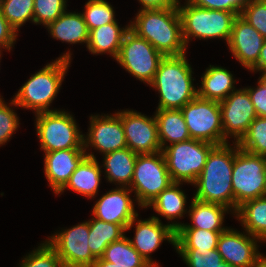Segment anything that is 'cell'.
I'll return each mask as SVG.
<instances>
[{"label":"cell","mask_w":266,"mask_h":267,"mask_svg":"<svg viewBox=\"0 0 266 267\" xmlns=\"http://www.w3.org/2000/svg\"><path fill=\"white\" fill-rule=\"evenodd\" d=\"M215 145L209 152L203 171L192 184L196 188L193 198L230 209L233 214L232 172L237 143Z\"/></svg>","instance_id":"6da1fadb"},{"label":"cell","mask_w":266,"mask_h":267,"mask_svg":"<svg viewBox=\"0 0 266 267\" xmlns=\"http://www.w3.org/2000/svg\"><path fill=\"white\" fill-rule=\"evenodd\" d=\"M82 15L89 31L102 25L117 22L114 7L106 0H88Z\"/></svg>","instance_id":"e575fe53"},{"label":"cell","mask_w":266,"mask_h":267,"mask_svg":"<svg viewBox=\"0 0 266 267\" xmlns=\"http://www.w3.org/2000/svg\"><path fill=\"white\" fill-rule=\"evenodd\" d=\"M220 234L221 232L202 229H177L175 235V248L215 250L217 249Z\"/></svg>","instance_id":"1f68e13d"},{"label":"cell","mask_w":266,"mask_h":267,"mask_svg":"<svg viewBox=\"0 0 266 267\" xmlns=\"http://www.w3.org/2000/svg\"><path fill=\"white\" fill-rule=\"evenodd\" d=\"M192 139L214 145L224 144L221 108L219 102L196 96L181 108Z\"/></svg>","instance_id":"8fae6325"},{"label":"cell","mask_w":266,"mask_h":267,"mask_svg":"<svg viewBox=\"0 0 266 267\" xmlns=\"http://www.w3.org/2000/svg\"><path fill=\"white\" fill-rule=\"evenodd\" d=\"M234 216L247 233L266 242V196L244 202Z\"/></svg>","instance_id":"83f0119b"},{"label":"cell","mask_w":266,"mask_h":267,"mask_svg":"<svg viewBox=\"0 0 266 267\" xmlns=\"http://www.w3.org/2000/svg\"><path fill=\"white\" fill-rule=\"evenodd\" d=\"M87 157L70 176L66 185L57 193L62 194L66 188L84 197L94 198L98 194L101 178V166L94 153L86 152Z\"/></svg>","instance_id":"7402d4cb"},{"label":"cell","mask_w":266,"mask_h":267,"mask_svg":"<svg viewBox=\"0 0 266 267\" xmlns=\"http://www.w3.org/2000/svg\"><path fill=\"white\" fill-rule=\"evenodd\" d=\"M71 51L48 63L37 73L31 75L15 94L13 100L17 107L41 112H52L50 104L57 96L71 63Z\"/></svg>","instance_id":"277c9868"},{"label":"cell","mask_w":266,"mask_h":267,"mask_svg":"<svg viewBox=\"0 0 266 267\" xmlns=\"http://www.w3.org/2000/svg\"><path fill=\"white\" fill-rule=\"evenodd\" d=\"M260 72L261 76L258 78V82L266 88V70Z\"/></svg>","instance_id":"c3c4849f"},{"label":"cell","mask_w":266,"mask_h":267,"mask_svg":"<svg viewBox=\"0 0 266 267\" xmlns=\"http://www.w3.org/2000/svg\"><path fill=\"white\" fill-rule=\"evenodd\" d=\"M10 105L17 106L13 99L7 105L0 96V146L10 140L20 124L17 114Z\"/></svg>","instance_id":"ab89813d"},{"label":"cell","mask_w":266,"mask_h":267,"mask_svg":"<svg viewBox=\"0 0 266 267\" xmlns=\"http://www.w3.org/2000/svg\"><path fill=\"white\" fill-rule=\"evenodd\" d=\"M137 217L138 215L125 229V231L130 230L134 226L135 221H137L135 236L133 240L129 238V241L149 265L159 267V264L153 261L150 255L160 247L164 240H167L175 247L176 231L169 224H163L157 216H152L145 220H139Z\"/></svg>","instance_id":"2e32d148"},{"label":"cell","mask_w":266,"mask_h":267,"mask_svg":"<svg viewBox=\"0 0 266 267\" xmlns=\"http://www.w3.org/2000/svg\"><path fill=\"white\" fill-rule=\"evenodd\" d=\"M18 33L3 17L0 11V48L10 52L17 40Z\"/></svg>","instance_id":"7bdbcfd3"},{"label":"cell","mask_w":266,"mask_h":267,"mask_svg":"<svg viewBox=\"0 0 266 267\" xmlns=\"http://www.w3.org/2000/svg\"><path fill=\"white\" fill-rule=\"evenodd\" d=\"M130 29L146 39L163 56L186 53L177 5L168 9L138 11Z\"/></svg>","instance_id":"7a4b0ae2"},{"label":"cell","mask_w":266,"mask_h":267,"mask_svg":"<svg viewBox=\"0 0 266 267\" xmlns=\"http://www.w3.org/2000/svg\"><path fill=\"white\" fill-rule=\"evenodd\" d=\"M44 154V174L55 194L66 185L70 176L87 157L85 149H64Z\"/></svg>","instance_id":"ffe728a7"},{"label":"cell","mask_w":266,"mask_h":267,"mask_svg":"<svg viewBox=\"0 0 266 267\" xmlns=\"http://www.w3.org/2000/svg\"><path fill=\"white\" fill-rule=\"evenodd\" d=\"M258 238L246 231L243 233L232 228L221 232L217 251L223 261L234 267H251L263 254L258 251Z\"/></svg>","instance_id":"e0dca14e"},{"label":"cell","mask_w":266,"mask_h":267,"mask_svg":"<svg viewBox=\"0 0 266 267\" xmlns=\"http://www.w3.org/2000/svg\"><path fill=\"white\" fill-rule=\"evenodd\" d=\"M251 267H266V256H261Z\"/></svg>","instance_id":"7dc6e473"},{"label":"cell","mask_w":266,"mask_h":267,"mask_svg":"<svg viewBox=\"0 0 266 267\" xmlns=\"http://www.w3.org/2000/svg\"><path fill=\"white\" fill-rule=\"evenodd\" d=\"M215 145L206 141L189 139L162 149L172 182L193 184Z\"/></svg>","instance_id":"9c48e42d"},{"label":"cell","mask_w":266,"mask_h":267,"mask_svg":"<svg viewBox=\"0 0 266 267\" xmlns=\"http://www.w3.org/2000/svg\"><path fill=\"white\" fill-rule=\"evenodd\" d=\"M19 264V267H64L61 258L46 240L23 257Z\"/></svg>","instance_id":"8d00e7d4"},{"label":"cell","mask_w":266,"mask_h":267,"mask_svg":"<svg viewBox=\"0 0 266 267\" xmlns=\"http://www.w3.org/2000/svg\"><path fill=\"white\" fill-rule=\"evenodd\" d=\"M104 261L115 263L118 266L152 267L134 249L129 238L124 236L120 240L110 243L101 257Z\"/></svg>","instance_id":"4dcf8cb0"},{"label":"cell","mask_w":266,"mask_h":267,"mask_svg":"<svg viewBox=\"0 0 266 267\" xmlns=\"http://www.w3.org/2000/svg\"><path fill=\"white\" fill-rule=\"evenodd\" d=\"M180 185H182V183L173 182L147 207L153 208L158 215L170 221L176 218H182L188 211L187 208H185L187 197L185 192L180 189Z\"/></svg>","instance_id":"f1b7e54d"},{"label":"cell","mask_w":266,"mask_h":267,"mask_svg":"<svg viewBox=\"0 0 266 267\" xmlns=\"http://www.w3.org/2000/svg\"><path fill=\"white\" fill-rule=\"evenodd\" d=\"M257 88L246 87L248 91L251 102L256 110V115L260 117H266V88L263 87L259 82H257Z\"/></svg>","instance_id":"b9f144b4"},{"label":"cell","mask_w":266,"mask_h":267,"mask_svg":"<svg viewBox=\"0 0 266 267\" xmlns=\"http://www.w3.org/2000/svg\"><path fill=\"white\" fill-rule=\"evenodd\" d=\"M201 78V85L197 88V96L200 98L222 102L237 90L232 73L223 67L210 65Z\"/></svg>","instance_id":"484cf974"},{"label":"cell","mask_w":266,"mask_h":267,"mask_svg":"<svg viewBox=\"0 0 266 267\" xmlns=\"http://www.w3.org/2000/svg\"><path fill=\"white\" fill-rule=\"evenodd\" d=\"M89 125L87 135L83 136L85 152L89 146L103 155L127 148L123 124L117 113L90 115Z\"/></svg>","instance_id":"9a60e30c"},{"label":"cell","mask_w":266,"mask_h":267,"mask_svg":"<svg viewBox=\"0 0 266 267\" xmlns=\"http://www.w3.org/2000/svg\"><path fill=\"white\" fill-rule=\"evenodd\" d=\"M92 267H132V266H118L115 263L104 261L102 258H98Z\"/></svg>","instance_id":"bcb514c9"},{"label":"cell","mask_w":266,"mask_h":267,"mask_svg":"<svg viewBox=\"0 0 266 267\" xmlns=\"http://www.w3.org/2000/svg\"><path fill=\"white\" fill-rule=\"evenodd\" d=\"M237 144L248 153L266 157V117L257 116Z\"/></svg>","instance_id":"836d02e7"},{"label":"cell","mask_w":266,"mask_h":267,"mask_svg":"<svg viewBox=\"0 0 266 267\" xmlns=\"http://www.w3.org/2000/svg\"><path fill=\"white\" fill-rule=\"evenodd\" d=\"M130 188L117 187L102 195L93 206V217L104 222L115 223L126 229L138 215L134 208V199L130 197Z\"/></svg>","instance_id":"d6986e66"},{"label":"cell","mask_w":266,"mask_h":267,"mask_svg":"<svg viewBox=\"0 0 266 267\" xmlns=\"http://www.w3.org/2000/svg\"><path fill=\"white\" fill-rule=\"evenodd\" d=\"M138 154L129 148L116 150L103 155V166L107 182L118 187H130Z\"/></svg>","instance_id":"cb8c5ba5"},{"label":"cell","mask_w":266,"mask_h":267,"mask_svg":"<svg viewBox=\"0 0 266 267\" xmlns=\"http://www.w3.org/2000/svg\"><path fill=\"white\" fill-rule=\"evenodd\" d=\"M90 233L88 236V245L92 255L98 259L104 254L106 247L125 236V229L115 223L104 222L93 217L88 220Z\"/></svg>","instance_id":"f546056e"},{"label":"cell","mask_w":266,"mask_h":267,"mask_svg":"<svg viewBox=\"0 0 266 267\" xmlns=\"http://www.w3.org/2000/svg\"><path fill=\"white\" fill-rule=\"evenodd\" d=\"M229 208L209 202L199 201L192 198L189 206L188 215L191 224L177 223L174 221L168 224L176 231L177 229H202L214 232H223L228 227H224L223 222L225 214L229 212Z\"/></svg>","instance_id":"44dd1931"},{"label":"cell","mask_w":266,"mask_h":267,"mask_svg":"<svg viewBox=\"0 0 266 267\" xmlns=\"http://www.w3.org/2000/svg\"><path fill=\"white\" fill-rule=\"evenodd\" d=\"M219 105L224 144L228 143L230 137L234 138V143H238L257 117L250 95L245 88H240L231 92Z\"/></svg>","instance_id":"4fadbf2b"},{"label":"cell","mask_w":266,"mask_h":267,"mask_svg":"<svg viewBox=\"0 0 266 267\" xmlns=\"http://www.w3.org/2000/svg\"><path fill=\"white\" fill-rule=\"evenodd\" d=\"M172 183L162 151L138 154L129 188L139 207L147 208Z\"/></svg>","instance_id":"ba28073f"},{"label":"cell","mask_w":266,"mask_h":267,"mask_svg":"<svg viewBox=\"0 0 266 267\" xmlns=\"http://www.w3.org/2000/svg\"><path fill=\"white\" fill-rule=\"evenodd\" d=\"M89 222L55 232L46 242L56 251L64 267H92L97 260L88 245Z\"/></svg>","instance_id":"7c38bea8"},{"label":"cell","mask_w":266,"mask_h":267,"mask_svg":"<svg viewBox=\"0 0 266 267\" xmlns=\"http://www.w3.org/2000/svg\"><path fill=\"white\" fill-rule=\"evenodd\" d=\"M36 115L35 127L41 149L52 152L64 149H84V134L68 111L41 112Z\"/></svg>","instance_id":"8992f818"},{"label":"cell","mask_w":266,"mask_h":267,"mask_svg":"<svg viewBox=\"0 0 266 267\" xmlns=\"http://www.w3.org/2000/svg\"><path fill=\"white\" fill-rule=\"evenodd\" d=\"M240 16L266 39V0H248Z\"/></svg>","instance_id":"f35d334b"},{"label":"cell","mask_w":266,"mask_h":267,"mask_svg":"<svg viewBox=\"0 0 266 267\" xmlns=\"http://www.w3.org/2000/svg\"><path fill=\"white\" fill-rule=\"evenodd\" d=\"M154 116L161 149L191 139L181 109H156Z\"/></svg>","instance_id":"603a6c76"},{"label":"cell","mask_w":266,"mask_h":267,"mask_svg":"<svg viewBox=\"0 0 266 267\" xmlns=\"http://www.w3.org/2000/svg\"><path fill=\"white\" fill-rule=\"evenodd\" d=\"M264 70H266V39L260 51L258 62L250 71L259 72V71H264Z\"/></svg>","instance_id":"f6af8a7d"},{"label":"cell","mask_w":266,"mask_h":267,"mask_svg":"<svg viewBox=\"0 0 266 267\" xmlns=\"http://www.w3.org/2000/svg\"><path fill=\"white\" fill-rule=\"evenodd\" d=\"M192 73L186 53L161 59L149 84L160 94L157 109H181L197 96Z\"/></svg>","instance_id":"3957f363"},{"label":"cell","mask_w":266,"mask_h":267,"mask_svg":"<svg viewBox=\"0 0 266 267\" xmlns=\"http://www.w3.org/2000/svg\"><path fill=\"white\" fill-rule=\"evenodd\" d=\"M186 3V4H185ZM177 2V8L182 23V36L186 47L189 40L198 38L224 39L226 44L229 41L235 13L222 10H210L194 6L189 2H184V6Z\"/></svg>","instance_id":"5b68a950"},{"label":"cell","mask_w":266,"mask_h":267,"mask_svg":"<svg viewBox=\"0 0 266 267\" xmlns=\"http://www.w3.org/2000/svg\"><path fill=\"white\" fill-rule=\"evenodd\" d=\"M163 57L146 39L129 29L116 61L136 79L149 85Z\"/></svg>","instance_id":"30bf717a"},{"label":"cell","mask_w":266,"mask_h":267,"mask_svg":"<svg viewBox=\"0 0 266 267\" xmlns=\"http://www.w3.org/2000/svg\"><path fill=\"white\" fill-rule=\"evenodd\" d=\"M67 0H34V24L47 27L67 9Z\"/></svg>","instance_id":"74e56055"},{"label":"cell","mask_w":266,"mask_h":267,"mask_svg":"<svg viewBox=\"0 0 266 267\" xmlns=\"http://www.w3.org/2000/svg\"><path fill=\"white\" fill-rule=\"evenodd\" d=\"M233 215L244 202L266 196V157L238 147L232 172Z\"/></svg>","instance_id":"52a82bcc"},{"label":"cell","mask_w":266,"mask_h":267,"mask_svg":"<svg viewBox=\"0 0 266 267\" xmlns=\"http://www.w3.org/2000/svg\"><path fill=\"white\" fill-rule=\"evenodd\" d=\"M188 267H218L223 262L220 253L200 248H175Z\"/></svg>","instance_id":"d590c367"},{"label":"cell","mask_w":266,"mask_h":267,"mask_svg":"<svg viewBox=\"0 0 266 267\" xmlns=\"http://www.w3.org/2000/svg\"><path fill=\"white\" fill-rule=\"evenodd\" d=\"M194 6L210 9L222 10L235 13L237 16L241 14L248 0H185Z\"/></svg>","instance_id":"60d3db41"},{"label":"cell","mask_w":266,"mask_h":267,"mask_svg":"<svg viewBox=\"0 0 266 267\" xmlns=\"http://www.w3.org/2000/svg\"><path fill=\"white\" fill-rule=\"evenodd\" d=\"M0 11L17 33L27 21L34 23V0H0Z\"/></svg>","instance_id":"d6a6232c"},{"label":"cell","mask_w":266,"mask_h":267,"mask_svg":"<svg viewBox=\"0 0 266 267\" xmlns=\"http://www.w3.org/2000/svg\"><path fill=\"white\" fill-rule=\"evenodd\" d=\"M142 5L139 11L160 10L175 7L178 0H138Z\"/></svg>","instance_id":"ee69618b"},{"label":"cell","mask_w":266,"mask_h":267,"mask_svg":"<svg viewBox=\"0 0 266 267\" xmlns=\"http://www.w3.org/2000/svg\"><path fill=\"white\" fill-rule=\"evenodd\" d=\"M265 38L240 15L234 19L228 48L244 68L251 70L258 62Z\"/></svg>","instance_id":"ac0fdd59"},{"label":"cell","mask_w":266,"mask_h":267,"mask_svg":"<svg viewBox=\"0 0 266 267\" xmlns=\"http://www.w3.org/2000/svg\"><path fill=\"white\" fill-rule=\"evenodd\" d=\"M218 267H234V266H231L229 263L223 261V262H221V263L219 264Z\"/></svg>","instance_id":"681fc988"},{"label":"cell","mask_w":266,"mask_h":267,"mask_svg":"<svg viewBox=\"0 0 266 267\" xmlns=\"http://www.w3.org/2000/svg\"><path fill=\"white\" fill-rule=\"evenodd\" d=\"M121 118L127 148L136 154L161 152L155 116L148 117L134 110L116 112Z\"/></svg>","instance_id":"5bb4252c"},{"label":"cell","mask_w":266,"mask_h":267,"mask_svg":"<svg viewBox=\"0 0 266 267\" xmlns=\"http://www.w3.org/2000/svg\"><path fill=\"white\" fill-rule=\"evenodd\" d=\"M49 34L56 40L68 44L85 43L89 41V29L82 13L65 11L47 27Z\"/></svg>","instance_id":"d4e9b609"},{"label":"cell","mask_w":266,"mask_h":267,"mask_svg":"<svg viewBox=\"0 0 266 267\" xmlns=\"http://www.w3.org/2000/svg\"><path fill=\"white\" fill-rule=\"evenodd\" d=\"M130 29V25L120 28L117 22L102 25L89 32L87 49L93 55L109 53L112 58L117 59L123 38Z\"/></svg>","instance_id":"4316f807"}]
</instances>
